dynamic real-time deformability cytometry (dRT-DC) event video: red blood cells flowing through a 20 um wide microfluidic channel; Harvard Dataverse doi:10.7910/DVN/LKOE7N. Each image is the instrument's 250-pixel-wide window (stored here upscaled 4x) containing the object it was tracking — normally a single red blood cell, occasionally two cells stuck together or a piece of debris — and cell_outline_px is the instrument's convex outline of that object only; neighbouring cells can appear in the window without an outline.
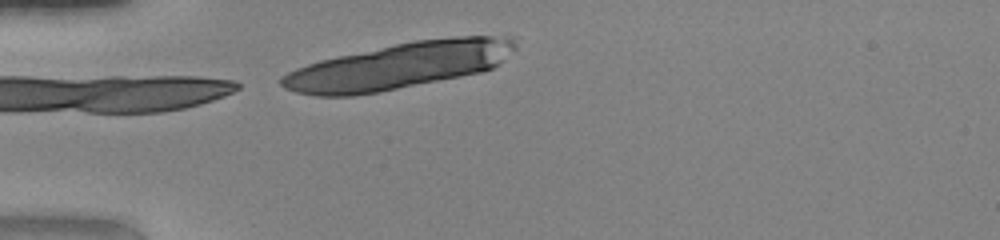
{"species": "human", "species_latin": "Homo sapiens", "temperature_condition": "warm", "stored_images_in_passage": 4, "camera_frame_rate_fps": 3000, "um_per_image_px": 0.085, "donor": {"sex": "female"}, "frame": {"image": 1, "passage_image": 4, "time_ms": 1.0, "image_size_px": [1000, 240], "cell_outline_px": [[516, 48], [492, 68], [484, 72], [380, 92], [352, 96], [316, 96], [296, 92], [284, 88], [280, 84], [280, 76], [296, 68], [320, 60], [396, 44], [416, 40], [452, 36], [512, 36], [516, 44]], "centroid_in_image_um": [33.93, 5.6], "position_along_channel_um": 51.1, "area_um2": 62.89}}